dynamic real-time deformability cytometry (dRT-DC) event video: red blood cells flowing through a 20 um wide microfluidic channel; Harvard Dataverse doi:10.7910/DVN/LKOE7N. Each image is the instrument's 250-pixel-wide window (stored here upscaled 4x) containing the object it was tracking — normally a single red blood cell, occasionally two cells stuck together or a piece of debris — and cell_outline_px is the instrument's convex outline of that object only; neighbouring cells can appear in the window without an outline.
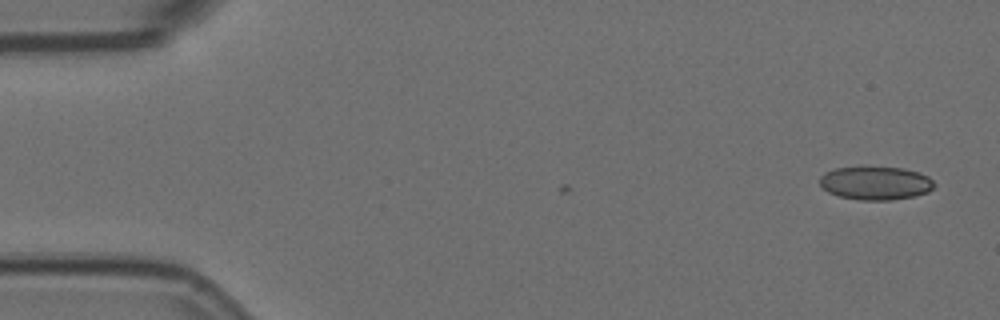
{"species": "Egyptian fruit bat (a non-hibernating species)", "species_latin": "Rousettus aegyptiacus", "temperature_condition": "room temperature", "stored_images_in_passage": 2, "camera_frame_rate_fps": 3000, "um_per_image_px": 0.085, "animal": {"sex": "female"}, "frame": {"image": 1, "passage_image": 2, "time_ms": 0.333, "image_size_px": [1000, 320], "cell_outline_px": [[936, 184], [928, 192], [916, 196], [892, 200], [860, 200], [840, 196], [828, 192], [820, 184], [820, 176], [824, 172], [836, 168], [904, 168], [920, 172], [928, 176]], "centroid_in_image_um": [74.46, 15.58], "position_along_channel_um": 10.5, "area_um2": 22.14}}